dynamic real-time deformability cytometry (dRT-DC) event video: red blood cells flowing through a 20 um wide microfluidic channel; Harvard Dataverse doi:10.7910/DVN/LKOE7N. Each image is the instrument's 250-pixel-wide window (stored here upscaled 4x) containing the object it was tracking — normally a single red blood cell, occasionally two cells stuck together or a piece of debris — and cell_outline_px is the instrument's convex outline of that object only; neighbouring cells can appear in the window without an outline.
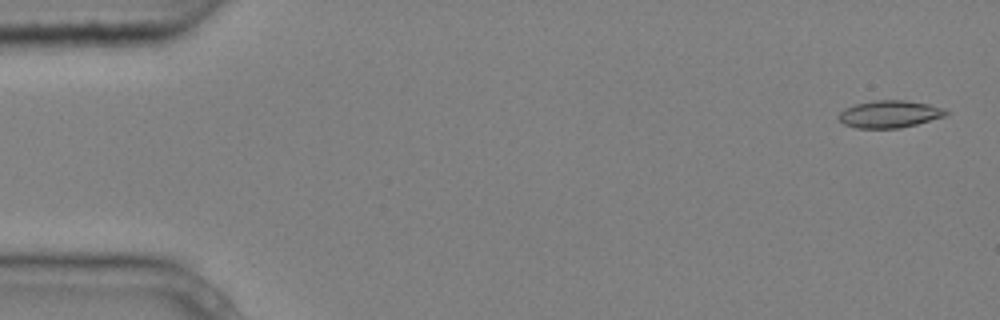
{"species": "common noctule bat (a hibernating species)", "species_latin": "Nyctalus noctula", "temperature_condition": "cold", "stored_images_in_passage": 5, "camera_frame_rate_fps": 3000, "um_per_image_px": 0.085, "animal": {"sex": "male", "body_mass_g": 20.4}, "frame": {"image": 1, "passage_image": 1, "time_ms": 0.0, "image_size_px": [1000, 320], "cell_outline_px": [[952, 112], [944, 116], [916, 124], [900, 128], [856, 128], [844, 124], [840, 120], [840, 112], [844, 108], [852, 104], [876, 100], [904, 100], [928, 104], [944, 108]], "centroid_in_image_um": [75.62, 9.69], "position_along_channel_um": 9.4, "area_um2": 17.05}}
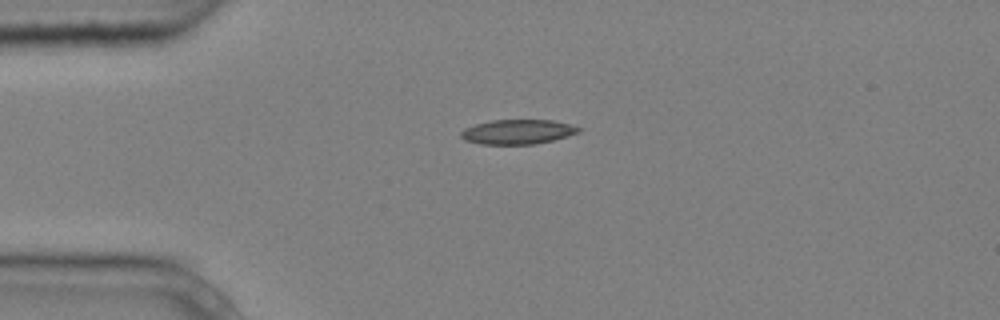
{"frame": {"image": 2, "passage_image": 4, "time_ms": 1.0, "image_size_px": [1000, 320], "cell_outline_px": [[580, 132], [568, 136], [536, 144], [480, 144], [464, 140], [460, 136], [460, 132], [464, 128], [476, 124], [492, 120], [552, 120], [568, 124], [580, 128]], "centroid_in_image_um": [43.97, 11.21], "position_along_channel_um": 41.0, "area_um2": 16.82}}